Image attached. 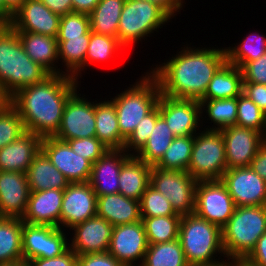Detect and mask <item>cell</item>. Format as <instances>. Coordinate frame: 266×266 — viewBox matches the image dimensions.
<instances>
[{"label":"cell","mask_w":266,"mask_h":266,"mask_svg":"<svg viewBox=\"0 0 266 266\" xmlns=\"http://www.w3.org/2000/svg\"><path fill=\"white\" fill-rule=\"evenodd\" d=\"M182 43L175 55L152 64L148 71L158 81L164 96L200 101L214 74L227 61L225 47Z\"/></svg>","instance_id":"cell-1"},{"label":"cell","mask_w":266,"mask_h":266,"mask_svg":"<svg viewBox=\"0 0 266 266\" xmlns=\"http://www.w3.org/2000/svg\"><path fill=\"white\" fill-rule=\"evenodd\" d=\"M78 88L81 80L50 74L42 82L20 89L8 101L19 112L26 131L43 138L58 131L65 104Z\"/></svg>","instance_id":"cell-2"},{"label":"cell","mask_w":266,"mask_h":266,"mask_svg":"<svg viewBox=\"0 0 266 266\" xmlns=\"http://www.w3.org/2000/svg\"><path fill=\"white\" fill-rule=\"evenodd\" d=\"M50 73L25 52L16 30L0 25V98L8 101L20 89L42 82Z\"/></svg>","instance_id":"cell-3"},{"label":"cell","mask_w":266,"mask_h":266,"mask_svg":"<svg viewBox=\"0 0 266 266\" xmlns=\"http://www.w3.org/2000/svg\"><path fill=\"white\" fill-rule=\"evenodd\" d=\"M178 239L190 266H216L228 261L222 228L195 213L182 216Z\"/></svg>","instance_id":"cell-4"},{"label":"cell","mask_w":266,"mask_h":266,"mask_svg":"<svg viewBox=\"0 0 266 266\" xmlns=\"http://www.w3.org/2000/svg\"><path fill=\"white\" fill-rule=\"evenodd\" d=\"M135 82L129 84L120 93L109 99L113 102L120 134L127 139L138 123L158 104L160 98L159 83L147 70Z\"/></svg>","instance_id":"cell-5"},{"label":"cell","mask_w":266,"mask_h":266,"mask_svg":"<svg viewBox=\"0 0 266 266\" xmlns=\"http://www.w3.org/2000/svg\"><path fill=\"white\" fill-rule=\"evenodd\" d=\"M266 232V205L238 206L222 227V242L228 261L245 259Z\"/></svg>","instance_id":"cell-6"},{"label":"cell","mask_w":266,"mask_h":266,"mask_svg":"<svg viewBox=\"0 0 266 266\" xmlns=\"http://www.w3.org/2000/svg\"><path fill=\"white\" fill-rule=\"evenodd\" d=\"M172 19L155 3L146 0H125L118 25V41L128 51L136 43L139 45L143 39L145 41L147 37H153L159 32V28L162 29L164 25L166 27Z\"/></svg>","instance_id":"cell-7"},{"label":"cell","mask_w":266,"mask_h":266,"mask_svg":"<svg viewBox=\"0 0 266 266\" xmlns=\"http://www.w3.org/2000/svg\"><path fill=\"white\" fill-rule=\"evenodd\" d=\"M227 170L224 137L221 130H200L194 144L187 172L197 181L220 180Z\"/></svg>","instance_id":"cell-8"},{"label":"cell","mask_w":266,"mask_h":266,"mask_svg":"<svg viewBox=\"0 0 266 266\" xmlns=\"http://www.w3.org/2000/svg\"><path fill=\"white\" fill-rule=\"evenodd\" d=\"M197 182L185 171L151 168L150 185L162 193L181 216L194 213Z\"/></svg>","instance_id":"cell-9"},{"label":"cell","mask_w":266,"mask_h":266,"mask_svg":"<svg viewBox=\"0 0 266 266\" xmlns=\"http://www.w3.org/2000/svg\"><path fill=\"white\" fill-rule=\"evenodd\" d=\"M80 90L77 89L67 100L59 129L53 135L61 141L95 136V101L79 93Z\"/></svg>","instance_id":"cell-10"},{"label":"cell","mask_w":266,"mask_h":266,"mask_svg":"<svg viewBox=\"0 0 266 266\" xmlns=\"http://www.w3.org/2000/svg\"><path fill=\"white\" fill-rule=\"evenodd\" d=\"M60 227L33 225L23 222V262L37 258H53L69 248V233Z\"/></svg>","instance_id":"cell-11"},{"label":"cell","mask_w":266,"mask_h":266,"mask_svg":"<svg viewBox=\"0 0 266 266\" xmlns=\"http://www.w3.org/2000/svg\"><path fill=\"white\" fill-rule=\"evenodd\" d=\"M236 205L221 180L198 181L194 213L223 227L233 215Z\"/></svg>","instance_id":"cell-12"},{"label":"cell","mask_w":266,"mask_h":266,"mask_svg":"<svg viewBox=\"0 0 266 266\" xmlns=\"http://www.w3.org/2000/svg\"><path fill=\"white\" fill-rule=\"evenodd\" d=\"M157 105L160 116L176 137L196 135L202 129L199 101L161 94Z\"/></svg>","instance_id":"cell-13"},{"label":"cell","mask_w":266,"mask_h":266,"mask_svg":"<svg viewBox=\"0 0 266 266\" xmlns=\"http://www.w3.org/2000/svg\"><path fill=\"white\" fill-rule=\"evenodd\" d=\"M220 180L236 207L266 205V181L250 166L227 169Z\"/></svg>","instance_id":"cell-14"},{"label":"cell","mask_w":266,"mask_h":266,"mask_svg":"<svg viewBox=\"0 0 266 266\" xmlns=\"http://www.w3.org/2000/svg\"><path fill=\"white\" fill-rule=\"evenodd\" d=\"M97 215V195L88 182L69 183L64 189L60 228L69 230ZM65 227V228H64Z\"/></svg>","instance_id":"cell-15"},{"label":"cell","mask_w":266,"mask_h":266,"mask_svg":"<svg viewBox=\"0 0 266 266\" xmlns=\"http://www.w3.org/2000/svg\"><path fill=\"white\" fill-rule=\"evenodd\" d=\"M149 246L142 221L114 226L108 253L125 266H141Z\"/></svg>","instance_id":"cell-16"},{"label":"cell","mask_w":266,"mask_h":266,"mask_svg":"<svg viewBox=\"0 0 266 266\" xmlns=\"http://www.w3.org/2000/svg\"><path fill=\"white\" fill-rule=\"evenodd\" d=\"M41 151L70 183L89 181L92 163L77 155L66 141L54 136L43 137Z\"/></svg>","instance_id":"cell-17"},{"label":"cell","mask_w":266,"mask_h":266,"mask_svg":"<svg viewBox=\"0 0 266 266\" xmlns=\"http://www.w3.org/2000/svg\"><path fill=\"white\" fill-rule=\"evenodd\" d=\"M224 137L227 169L249 167L266 137L253 129L238 125L221 130Z\"/></svg>","instance_id":"cell-18"},{"label":"cell","mask_w":266,"mask_h":266,"mask_svg":"<svg viewBox=\"0 0 266 266\" xmlns=\"http://www.w3.org/2000/svg\"><path fill=\"white\" fill-rule=\"evenodd\" d=\"M114 226L105 219L94 216L75 225L70 234V249L78 255L108 252Z\"/></svg>","instance_id":"cell-19"},{"label":"cell","mask_w":266,"mask_h":266,"mask_svg":"<svg viewBox=\"0 0 266 266\" xmlns=\"http://www.w3.org/2000/svg\"><path fill=\"white\" fill-rule=\"evenodd\" d=\"M61 16L53 13L40 0H26L13 14L10 25L16 32H29L57 37Z\"/></svg>","instance_id":"cell-20"},{"label":"cell","mask_w":266,"mask_h":266,"mask_svg":"<svg viewBox=\"0 0 266 266\" xmlns=\"http://www.w3.org/2000/svg\"><path fill=\"white\" fill-rule=\"evenodd\" d=\"M130 157L124 149H108L92 164L88 183L97 197L119 193V172Z\"/></svg>","instance_id":"cell-21"},{"label":"cell","mask_w":266,"mask_h":266,"mask_svg":"<svg viewBox=\"0 0 266 266\" xmlns=\"http://www.w3.org/2000/svg\"><path fill=\"white\" fill-rule=\"evenodd\" d=\"M29 194L26 173L0 171V217L22 218Z\"/></svg>","instance_id":"cell-22"},{"label":"cell","mask_w":266,"mask_h":266,"mask_svg":"<svg viewBox=\"0 0 266 266\" xmlns=\"http://www.w3.org/2000/svg\"><path fill=\"white\" fill-rule=\"evenodd\" d=\"M64 190L47 189L30 192L23 222L33 225L60 227Z\"/></svg>","instance_id":"cell-23"},{"label":"cell","mask_w":266,"mask_h":266,"mask_svg":"<svg viewBox=\"0 0 266 266\" xmlns=\"http://www.w3.org/2000/svg\"><path fill=\"white\" fill-rule=\"evenodd\" d=\"M42 137L26 131L11 144L0 149V171L26 173L41 151Z\"/></svg>","instance_id":"cell-24"},{"label":"cell","mask_w":266,"mask_h":266,"mask_svg":"<svg viewBox=\"0 0 266 266\" xmlns=\"http://www.w3.org/2000/svg\"><path fill=\"white\" fill-rule=\"evenodd\" d=\"M97 216L113 226L142 221L140 201L121 193L98 196Z\"/></svg>","instance_id":"cell-25"},{"label":"cell","mask_w":266,"mask_h":266,"mask_svg":"<svg viewBox=\"0 0 266 266\" xmlns=\"http://www.w3.org/2000/svg\"><path fill=\"white\" fill-rule=\"evenodd\" d=\"M26 54L50 74H61L56 37L29 32H17ZM59 67V68H58Z\"/></svg>","instance_id":"cell-26"},{"label":"cell","mask_w":266,"mask_h":266,"mask_svg":"<svg viewBox=\"0 0 266 266\" xmlns=\"http://www.w3.org/2000/svg\"><path fill=\"white\" fill-rule=\"evenodd\" d=\"M92 100H95V137L108 149H123L126 139L120 134L113 102L107 97L103 101L98 98Z\"/></svg>","instance_id":"cell-27"},{"label":"cell","mask_w":266,"mask_h":266,"mask_svg":"<svg viewBox=\"0 0 266 266\" xmlns=\"http://www.w3.org/2000/svg\"><path fill=\"white\" fill-rule=\"evenodd\" d=\"M26 175L30 192L64 190L70 183L42 151L34 157Z\"/></svg>","instance_id":"cell-28"},{"label":"cell","mask_w":266,"mask_h":266,"mask_svg":"<svg viewBox=\"0 0 266 266\" xmlns=\"http://www.w3.org/2000/svg\"><path fill=\"white\" fill-rule=\"evenodd\" d=\"M151 168V165L131 156L119 172V193L140 201L150 185Z\"/></svg>","instance_id":"cell-29"},{"label":"cell","mask_w":266,"mask_h":266,"mask_svg":"<svg viewBox=\"0 0 266 266\" xmlns=\"http://www.w3.org/2000/svg\"><path fill=\"white\" fill-rule=\"evenodd\" d=\"M242 93L243 76L241 68L226 61L210 80L206 93L201 100L234 98Z\"/></svg>","instance_id":"cell-30"},{"label":"cell","mask_w":266,"mask_h":266,"mask_svg":"<svg viewBox=\"0 0 266 266\" xmlns=\"http://www.w3.org/2000/svg\"><path fill=\"white\" fill-rule=\"evenodd\" d=\"M89 41L90 35H81L80 37L68 38L66 41H57L59 62L62 61V64H60L61 74L72 76L77 81L83 79V73L86 74L85 56Z\"/></svg>","instance_id":"cell-31"},{"label":"cell","mask_w":266,"mask_h":266,"mask_svg":"<svg viewBox=\"0 0 266 266\" xmlns=\"http://www.w3.org/2000/svg\"><path fill=\"white\" fill-rule=\"evenodd\" d=\"M199 102L201 104V127L203 129L222 130L226 127L236 125L237 97L216 100H200ZM206 120H209L208 122L210 126L208 125L207 127L206 125L203 127L204 123H208Z\"/></svg>","instance_id":"cell-32"},{"label":"cell","mask_w":266,"mask_h":266,"mask_svg":"<svg viewBox=\"0 0 266 266\" xmlns=\"http://www.w3.org/2000/svg\"><path fill=\"white\" fill-rule=\"evenodd\" d=\"M23 220L15 217H0V264L23 261Z\"/></svg>","instance_id":"cell-33"},{"label":"cell","mask_w":266,"mask_h":266,"mask_svg":"<svg viewBox=\"0 0 266 266\" xmlns=\"http://www.w3.org/2000/svg\"><path fill=\"white\" fill-rule=\"evenodd\" d=\"M124 3L125 0H100L89 14L91 31L117 38Z\"/></svg>","instance_id":"cell-34"},{"label":"cell","mask_w":266,"mask_h":266,"mask_svg":"<svg viewBox=\"0 0 266 266\" xmlns=\"http://www.w3.org/2000/svg\"><path fill=\"white\" fill-rule=\"evenodd\" d=\"M124 51H127L118 41V38L96 34L90 32V41L87 54L85 56V71L91 70V66H96L97 63L103 64L117 60L123 57Z\"/></svg>","instance_id":"cell-35"},{"label":"cell","mask_w":266,"mask_h":266,"mask_svg":"<svg viewBox=\"0 0 266 266\" xmlns=\"http://www.w3.org/2000/svg\"><path fill=\"white\" fill-rule=\"evenodd\" d=\"M244 40L225 47L227 62L241 68L245 63L257 60L266 52V35L253 31Z\"/></svg>","instance_id":"cell-36"},{"label":"cell","mask_w":266,"mask_h":266,"mask_svg":"<svg viewBox=\"0 0 266 266\" xmlns=\"http://www.w3.org/2000/svg\"><path fill=\"white\" fill-rule=\"evenodd\" d=\"M175 137L165 120L160 116L156 120V124L145 146L135 157L146 164L155 166L161 160Z\"/></svg>","instance_id":"cell-37"},{"label":"cell","mask_w":266,"mask_h":266,"mask_svg":"<svg viewBox=\"0 0 266 266\" xmlns=\"http://www.w3.org/2000/svg\"><path fill=\"white\" fill-rule=\"evenodd\" d=\"M141 266H190L179 239L149 244Z\"/></svg>","instance_id":"cell-38"},{"label":"cell","mask_w":266,"mask_h":266,"mask_svg":"<svg viewBox=\"0 0 266 266\" xmlns=\"http://www.w3.org/2000/svg\"><path fill=\"white\" fill-rule=\"evenodd\" d=\"M193 144L194 135L175 137L155 167L163 170H179L187 172Z\"/></svg>","instance_id":"cell-39"},{"label":"cell","mask_w":266,"mask_h":266,"mask_svg":"<svg viewBox=\"0 0 266 266\" xmlns=\"http://www.w3.org/2000/svg\"><path fill=\"white\" fill-rule=\"evenodd\" d=\"M182 216L142 217L149 244L170 242L178 239Z\"/></svg>","instance_id":"cell-40"},{"label":"cell","mask_w":266,"mask_h":266,"mask_svg":"<svg viewBox=\"0 0 266 266\" xmlns=\"http://www.w3.org/2000/svg\"><path fill=\"white\" fill-rule=\"evenodd\" d=\"M26 132L19 112L9 103H0V149L11 144Z\"/></svg>","instance_id":"cell-41"},{"label":"cell","mask_w":266,"mask_h":266,"mask_svg":"<svg viewBox=\"0 0 266 266\" xmlns=\"http://www.w3.org/2000/svg\"><path fill=\"white\" fill-rule=\"evenodd\" d=\"M236 125L256 130L266 137V114L243 93L237 97Z\"/></svg>","instance_id":"cell-42"},{"label":"cell","mask_w":266,"mask_h":266,"mask_svg":"<svg viewBox=\"0 0 266 266\" xmlns=\"http://www.w3.org/2000/svg\"><path fill=\"white\" fill-rule=\"evenodd\" d=\"M160 117L158 105L147 114L135 127V130L125 140L123 149L135 156L146 144L151 135L156 120Z\"/></svg>","instance_id":"cell-43"},{"label":"cell","mask_w":266,"mask_h":266,"mask_svg":"<svg viewBox=\"0 0 266 266\" xmlns=\"http://www.w3.org/2000/svg\"><path fill=\"white\" fill-rule=\"evenodd\" d=\"M141 217L181 216L175 213L170 201L151 185L140 200Z\"/></svg>","instance_id":"cell-44"},{"label":"cell","mask_w":266,"mask_h":266,"mask_svg":"<svg viewBox=\"0 0 266 266\" xmlns=\"http://www.w3.org/2000/svg\"><path fill=\"white\" fill-rule=\"evenodd\" d=\"M89 14L72 12L61 16L57 41H66L68 38L90 35Z\"/></svg>","instance_id":"cell-45"},{"label":"cell","mask_w":266,"mask_h":266,"mask_svg":"<svg viewBox=\"0 0 266 266\" xmlns=\"http://www.w3.org/2000/svg\"><path fill=\"white\" fill-rule=\"evenodd\" d=\"M66 142L77 155L84 157L92 164L108 150L95 136L82 139H70L66 140Z\"/></svg>","instance_id":"cell-46"},{"label":"cell","mask_w":266,"mask_h":266,"mask_svg":"<svg viewBox=\"0 0 266 266\" xmlns=\"http://www.w3.org/2000/svg\"><path fill=\"white\" fill-rule=\"evenodd\" d=\"M243 82L266 85V52L255 61L245 63L241 67Z\"/></svg>","instance_id":"cell-47"},{"label":"cell","mask_w":266,"mask_h":266,"mask_svg":"<svg viewBox=\"0 0 266 266\" xmlns=\"http://www.w3.org/2000/svg\"><path fill=\"white\" fill-rule=\"evenodd\" d=\"M27 266H78V256L69 248L53 258H37L26 262Z\"/></svg>","instance_id":"cell-48"},{"label":"cell","mask_w":266,"mask_h":266,"mask_svg":"<svg viewBox=\"0 0 266 266\" xmlns=\"http://www.w3.org/2000/svg\"><path fill=\"white\" fill-rule=\"evenodd\" d=\"M78 266H125L108 252L78 255Z\"/></svg>","instance_id":"cell-49"},{"label":"cell","mask_w":266,"mask_h":266,"mask_svg":"<svg viewBox=\"0 0 266 266\" xmlns=\"http://www.w3.org/2000/svg\"><path fill=\"white\" fill-rule=\"evenodd\" d=\"M243 94L252 100L266 114V85L243 82Z\"/></svg>","instance_id":"cell-50"},{"label":"cell","mask_w":266,"mask_h":266,"mask_svg":"<svg viewBox=\"0 0 266 266\" xmlns=\"http://www.w3.org/2000/svg\"><path fill=\"white\" fill-rule=\"evenodd\" d=\"M245 260L255 266H266V232L258 239L255 248Z\"/></svg>","instance_id":"cell-51"},{"label":"cell","mask_w":266,"mask_h":266,"mask_svg":"<svg viewBox=\"0 0 266 266\" xmlns=\"http://www.w3.org/2000/svg\"><path fill=\"white\" fill-rule=\"evenodd\" d=\"M250 168L266 181V142L259 148L256 156L252 159Z\"/></svg>","instance_id":"cell-52"},{"label":"cell","mask_w":266,"mask_h":266,"mask_svg":"<svg viewBox=\"0 0 266 266\" xmlns=\"http://www.w3.org/2000/svg\"><path fill=\"white\" fill-rule=\"evenodd\" d=\"M162 7L172 18L176 19L181 10L184 11L185 0H146Z\"/></svg>","instance_id":"cell-53"},{"label":"cell","mask_w":266,"mask_h":266,"mask_svg":"<svg viewBox=\"0 0 266 266\" xmlns=\"http://www.w3.org/2000/svg\"><path fill=\"white\" fill-rule=\"evenodd\" d=\"M53 13L63 16L73 12L72 0H40Z\"/></svg>","instance_id":"cell-54"},{"label":"cell","mask_w":266,"mask_h":266,"mask_svg":"<svg viewBox=\"0 0 266 266\" xmlns=\"http://www.w3.org/2000/svg\"><path fill=\"white\" fill-rule=\"evenodd\" d=\"M100 0H72L73 12L90 14Z\"/></svg>","instance_id":"cell-55"},{"label":"cell","mask_w":266,"mask_h":266,"mask_svg":"<svg viewBox=\"0 0 266 266\" xmlns=\"http://www.w3.org/2000/svg\"><path fill=\"white\" fill-rule=\"evenodd\" d=\"M13 14L4 6V1L0 0V25H10Z\"/></svg>","instance_id":"cell-56"},{"label":"cell","mask_w":266,"mask_h":266,"mask_svg":"<svg viewBox=\"0 0 266 266\" xmlns=\"http://www.w3.org/2000/svg\"><path fill=\"white\" fill-rule=\"evenodd\" d=\"M4 6L14 14L26 0H3Z\"/></svg>","instance_id":"cell-57"},{"label":"cell","mask_w":266,"mask_h":266,"mask_svg":"<svg viewBox=\"0 0 266 266\" xmlns=\"http://www.w3.org/2000/svg\"><path fill=\"white\" fill-rule=\"evenodd\" d=\"M232 262L233 266H255L251 263H249L247 260L245 259H235Z\"/></svg>","instance_id":"cell-58"},{"label":"cell","mask_w":266,"mask_h":266,"mask_svg":"<svg viewBox=\"0 0 266 266\" xmlns=\"http://www.w3.org/2000/svg\"><path fill=\"white\" fill-rule=\"evenodd\" d=\"M0 266H27L25 262L19 261L11 264H0Z\"/></svg>","instance_id":"cell-59"},{"label":"cell","mask_w":266,"mask_h":266,"mask_svg":"<svg viewBox=\"0 0 266 266\" xmlns=\"http://www.w3.org/2000/svg\"><path fill=\"white\" fill-rule=\"evenodd\" d=\"M216 266H233V265H232V262L231 261H227L225 263H221V264L216 265Z\"/></svg>","instance_id":"cell-60"}]
</instances>
